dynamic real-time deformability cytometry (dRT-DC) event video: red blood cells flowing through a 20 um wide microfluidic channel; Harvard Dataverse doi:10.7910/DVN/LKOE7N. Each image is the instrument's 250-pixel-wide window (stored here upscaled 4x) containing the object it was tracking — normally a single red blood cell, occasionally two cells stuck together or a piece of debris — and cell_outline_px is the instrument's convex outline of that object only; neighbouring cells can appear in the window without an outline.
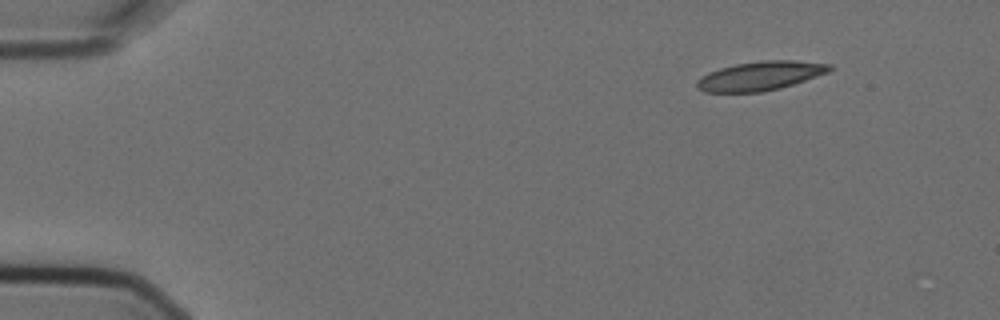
{"species": "Egyptian fruit bat (a non-hibernating species)", "species_latin": "Rousettus aegyptiacus", "temperature_condition": "cold", "stored_images_in_passage": 4, "camera_frame_rate_fps": 3000, "um_per_image_px": 0.085, "animal": {"sex": "female"}, "frame": {"image": 1, "passage_image": 1, "time_ms": 0.0, "image_size_px": [1000, 320], "cell_outline_px": [[832, 72], [780, 88], [764, 92], [704, 92], [696, 88], [696, 80], [708, 72], [720, 68], [736, 64], [764, 60], [792, 60], [832, 64]], "centroid_in_image_um": [64.65, 6.45], "position_along_channel_um": 20.4, "area_um2": 22.66}}
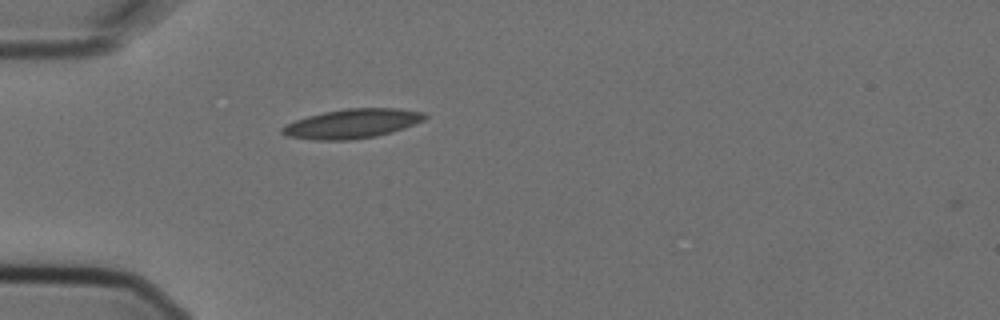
{"frame": {"image": 2, "passage_image": 4, "time_ms": 1.0, "image_size_px": [1000, 320], "cell_outline_px": [[428, 116], [424, 120], [404, 128], [392, 132], [376, 136], [352, 140], [316, 140], [284, 136], [280, 132], [280, 128], [284, 124], [308, 116], [324, 112], [344, 108], [396, 108], [424, 112]], "centroid_in_image_um": [29.9, 10.51], "position_along_channel_um": 55.1, "area_um2": 24.57}}